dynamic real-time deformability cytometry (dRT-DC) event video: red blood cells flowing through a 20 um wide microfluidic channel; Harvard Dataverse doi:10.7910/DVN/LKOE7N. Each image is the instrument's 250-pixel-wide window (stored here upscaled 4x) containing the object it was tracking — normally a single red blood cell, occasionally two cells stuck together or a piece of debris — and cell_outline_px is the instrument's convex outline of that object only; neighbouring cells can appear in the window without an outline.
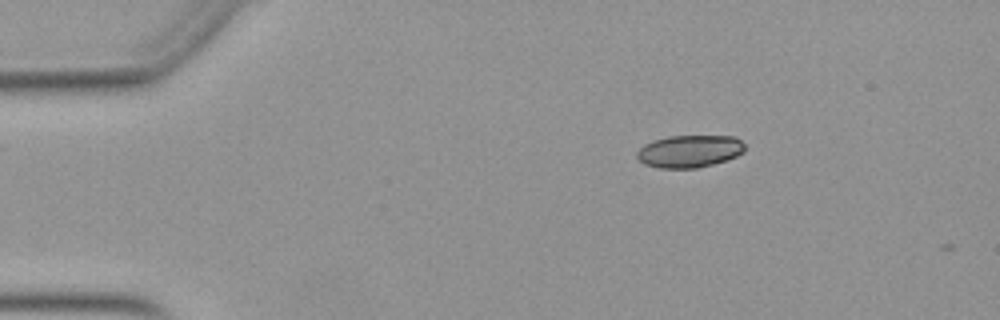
{"species": "Egyptian fruit bat (a non-hibernating species)", "species_latin": "Rousettus aegyptiacus", "temperature_condition": "warm", "stored_images_in_passage": 3, "camera_frame_rate_fps": 3000, "um_per_image_px": 0.085, "animal": {"sex": "female"}, "frame": {"image": 1, "passage_image": 1, "time_ms": 0.0, "image_size_px": [1000, 320], "cell_outline_px": [[744, 152], [728, 160], [696, 168], [660, 168], [644, 164], [636, 156], [636, 152], [644, 144], [668, 136], [736, 136], [744, 144]], "centroid_in_image_um": [58.62, 12.85], "position_along_channel_um": 26.4, "area_um2": 20.35}}